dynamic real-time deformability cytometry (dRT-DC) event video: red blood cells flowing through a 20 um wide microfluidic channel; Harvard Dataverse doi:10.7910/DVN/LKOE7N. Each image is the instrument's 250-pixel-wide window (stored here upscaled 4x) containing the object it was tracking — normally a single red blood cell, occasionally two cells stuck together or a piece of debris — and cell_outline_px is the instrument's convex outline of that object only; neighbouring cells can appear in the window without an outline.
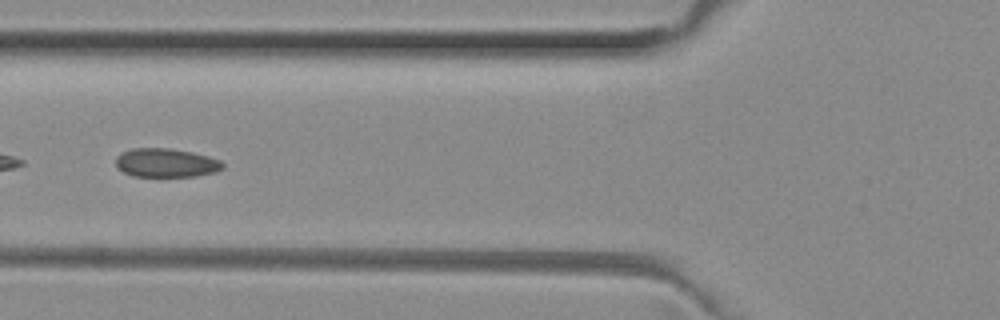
{"species": "common noctule bat (a hibernating species)", "species_latin": "Nyctalus noctula", "temperature_condition": "room temperature", "stored_images_in_passage": 42, "camera_frame_rate_fps": 3000, "um_per_image_px": 0.085, "animal": {"sex": "female", "body_mass_g": 29.2, "forearm_length_mm": 56.3}, "frame": {"image": 1, "passage_image": 10, "time_ms": 3.0, "image_size_px": [1000, 320], "cell_outline_px": [[224, 168], [216, 172], [196, 176], [132, 176], [116, 168], [116, 156], [132, 148], [172, 148], [192, 152], [208, 156], [220, 160], [224, 164]], "centroid_in_image_um": [14.12, 13.84], "position_along_channel_um": 111.7, "area_um2": 18.03}}
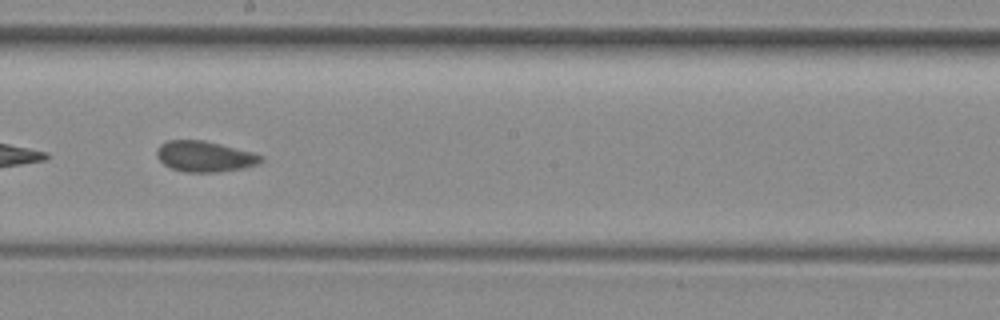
{"frame": {"image": 2, "passage_image": 19, "time_ms": 6.0, "image_size_px": [1000, 320], "cell_outline_px": [[264, 160], [260, 164], [244, 168], [216, 172], [188, 172], [172, 168], [164, 164], [156, 156], [156, 148], [160, 144], [168, 140], [204, 140], [252, 152], [264, 156]], "centroid_in_image_um": [17.42, 13.29], "position_along_channel_um": 230.8, "area_um2": 18.73}}
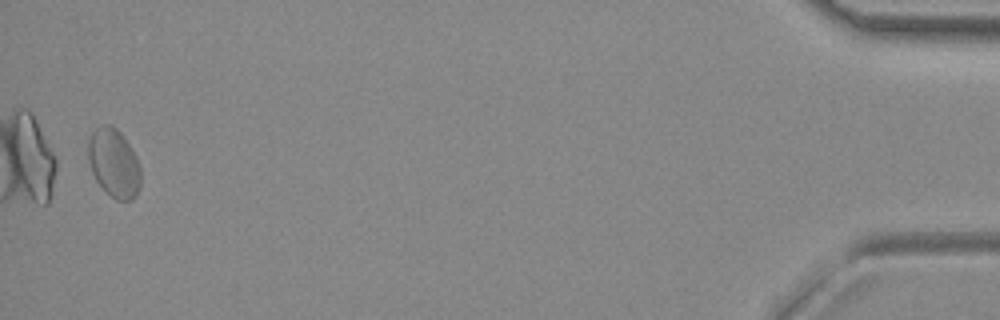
{"frame": {"image": 3, "passage_image": 41, "time_ms": 13.333, "image_size_px": [1000, 320], "cell_outline_px": [[140, 188], [136, 196], [132, 200], [116, 200], [104, 192], [96, 180], [92, 172], [88, 160], [88, 144], [92, 132], [96, 128], [104, 124], [112, 124], [120, 132], [136, 156], [140, 168]], "centroid_in_image_um": [9.68, 13.88], "position_along_channel_um": 425.5, "area_um2": 21.1}, "authors_computed_cell_mechanics": {"area_um2": 18.9584, "velocity_mm_per_s": 3.9666, "shape_relaxation_time_tau1_ms": null, "shape_relaxation_time_tau2_ms": 1.4307, "deformation_change_tau1": null, "deformation_change_tau2": 0.0681}}